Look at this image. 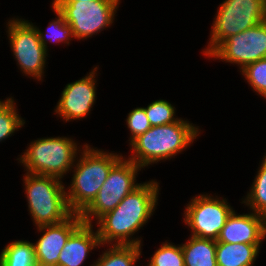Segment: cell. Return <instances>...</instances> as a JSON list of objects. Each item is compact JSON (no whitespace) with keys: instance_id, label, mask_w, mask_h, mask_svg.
Segmentation results:
<instances>
[{"instance_id":"cell-7","label":"cell","mask_w":266,"mask_h":266,"mask_svg":"<svg viewBox=\"0 0 266 266\" xmlns=\"http://www.w3.org/2000/svg\"><path fill=\"white\" fill-rule=\"evenodd\" d=\"M120 0L71 1L52 3L72 27L74 37L87 39L110 27L119 8Z\"/></svg>"},{"instance_id":"cell-17","label":"cell","mask_w":266,"mask_h":266,"mask_svg":"<svg viewBox=\"0 0 266 266\" xmlns=\"http://www.w3.org/2000/svg\"><path fill=\"white\" fill-rule=\"evenodd\" d=\"M181 247L184 266H217L216 240L190 236Z\"/></svg>"},{"instance_id":"cell-9","label":"cell","mask_w":266,"mask_h":266,"mask_svg":"<svg viewBox=\"0 0 266 266\" xmlns=\"http://www.w3.org/2000/svg\"><path fill=\"white\" fill-rule=\"evenodd\" d=\"M7 26L11 51L21 72L42 81L48 53L40 42L33 23L21 18H12Z\"/></svg>"},{"instance_id":"cell-14","label":"cell","mask_w":266,"mask_h":266,"mask_svg":"<svg viewBox=\"0 0 266 266\" xmlns=\"http://www.w3.org/2000/svg\"><path fill=\"white\" fill-rule=\"evenodd\" d=\"M235 210L227 218L218 242L261 244L266 237V217L253 211L236 214Z\"/></svg>"},{"instance_id":"cell-22","label":"cell","mask_w":266,"mask_h":266,"mask_svg":"<svg viewBox=\"0 0 266 266\" xmlns=\"http://www.w3.org/2000/svg\"><path fill=\"white\" fill-rule=\"evenodd\" d=\"M145 109L146 115L152 127L168 125L178 121L175 118V107L166 100L159 99L150 103Z\"/></svg>"},{"instance_id":"cell-8","label":"cell","mask_w":266,"mask_h":266,"mask_svg":"<svg viewBox=\"0 0 266 266\" xmlns=\"http://www.w3.org/2000/svg\"><path fill=\"white\" fill-rule=\"evenodd\" d=\"M141 169L135 162L122 157L111 168L96 198L80 214L82 221L92 224L93 218L97 220L106 212L115 209L125 196L141 184L135 181Z\"/></svg>"},{"instance_id":"cell-3","label":"cell","mask_w":266,"mask_h":266,"mask_svg":"<svg viewBox=\"0 0 266 266\" xmlns=\"http://www.w3.org/2000/svg\"><path fill=\"white\" fill-rule=\"evenodd\" d=\"M81 147L80 158L75 160L72 167V182L65 191L70 210L78 214L96 198L111 168L123 157L122 154L104 152L88 144Z\"/></svg>"},{"instance_id":"cell-19","label":"cell","mask_w":266,"mask_h":266,"mask_svg":"<svg viewBox=\"0 0 266 266\" xmlns=\"http://www.w3.org/2000/svg\"><path fill=\"white\" fill-rule=\"evenodd\" d=\"M141 250L138 245L113 244L90 266H135L140 259Z\"/></svg>"},{"instance_id":"cell-10","label":"cell","mask_w":266,"mask_h":266,"mask_svg":"<svg viewBox=\"0 0 266 266\" xmlns=\"http://www.w3.org/2000/svg\"><path fill=\"white\" fill-rule=\"evenodd\" d=\"M184 223L191 229V236L217 240L227 218L234 211L226 198L209 194L195 196L186 205Z\"/></svg>"},{"instance_id":"cell-15","label":"cell","mask_w":266,"mask_h":266,"mask_svg":"<svg viewBox=\"0 0 266 266\" xmlns=\"http://www.w3.org/2000/svg\"><path fill=\"white\" fill-rule=\"evenodd\" d=\"M92 224L82 223L69 237L61 250L57 266H81L91 250L101 247Z\"/></svg>"},{"instance_id":"cell-27","label":"cell","mask_w":266,"mask_h":266,"mask_svg":"<svg viewBox=\"0 0 266 266\" xmlns=\"http://www.w3.org/2000/svg\"><path fill=\"white\" fill-rule=\"evenodd\" d=\"M71 1H85V2H87V1H94V0H53L52 3H69Z\"/></svg>"},{"instance_id":"cell-16","label":"cell","mask_w":266,"mask_h":266,"mask_svg":"<svg viewBox=\"0 0 266 266\" xmlns=\"http://www.w3.org/2000/svg\"><path fill=\"white\" fill-rule=\"evenodd\" d=\"M261 244L225 243L216 240L217 266H253Z\"/></svg>"},{"instance_id":"cell-13","label":"cell","mask_w":266,"mask_h":266,"mask_svg":"<svg viewBox=\"0 0 266 266\" xmlns=\"http://www.w3.org/2000/svg\"><path fill=\"white\" fill-rule=\"evenodd\" d=\"M83 223L81 215L73 213L63 222L37 227L43 235L34 244L37 266H57L61 250L70 235Z\"/></svg>"},{"instance_id":"cell-5","label":"cell","mask_w":266,"mask_h":266,"mask_svg":"<svg viewBox=\"0 0 266 266\" xmlns=\"http://www.w3.org/2000/svg\"><path fill=\"white\" fill-rule=\"evenodd\" d=\"M28 146L17 159L23 164L25 171L61 180L64 174L72 170L78 152L81 151L75 140L64 136L38 138Z\"/></svg>"},{"instance_id":"cell-24","label":"cell","mask_w":266,"mask_h":266,"mask_svg":"<svg viewBox=\"0 0 266 266\" xmlns=\"http://www.w3.org/2000/svg\"><path fill=\"white\" fill-rule=\"evenodd\" d=\"M16 104L11 99L0 110V142L12 136L15 131L22 128L25 124V120L19 115L16 109Z\"/></svg>"},{"instance_id":"cell-28","label":"cell","mask_w":266,"mask_h":266,"mask_svg":"<svg viewBox=\"0 0 266 266\" xmlns=\"http://www.w3.org/2000/svg\"><path fill=\"white\" fill-rule=\"evenodd\" d=\"M13 97L6 98V100H0V110L12 99Z\"/></svg>"},{"instance_id":"cell-20","label":"cell","mask_w":266,"mask_h":266,"mask_svg":"<svg viewBox=\"0 0 266 266\" xmlns=\"http://www.w3.org/2000/svg\"><path fill=\"white\" fill-rule=\"evenodd\" d=\"M258 168L254 182L242 203L250 211L266 217V154Z\"/></svg>"},{"instance_id":"cell-6","label":"cell","mask_w":266,"mask_h":266,"mask_svg":"<svg viewBox=\"0 0 266 266\" xmlns=\"http://www.w3.org/2000/svg\"><path fill=\"white\" fill-rule=\"evenodd\" d=\"M266 20V0H224L211 26L207 48L208 56L221 42L231 35L252 28Z\"/></svg>"},{"instance_id":"cell-2","label":"cell","mask_w":266,"mask_h":266,"mask_svg":"<svg viewBox=\"0 0 266 266\" xmlns=\"http://www.w3.org/2000/svg\"><path fill=\"white\" fill-rule=\"evenodd\" d=\"M199 134L198 126L182 118L168 125L151 127L130 143L132 155L127 159L144 168L174 158L186 150Z\"/></svg>"},{"instance_id":"cell-4","label":"cell","mask_w":266,"mask_h":266,"mask_svg":"<svg viewBox=\"0 0 266 266\" xmlns=\"http://www.w3.org/2000/svg\"><path fill=\"white\" fill-rule=\"evenodd\" d=\"M24 175L28 211L36 227L63 222L73 214L61 179L29 172Z\"/></svg>"},{"instance_id":"cell-25","label":"cell","mask_w":266,"mask_h":266,"mask_svg":"<svg viewBox=\"0 0 266 266\" xmlns=\"http://www.w3.org/2000/svg\"><path fill=\"white\" fill-rule=\"evenodd\" d=\"M240 72L252 90L266 99V58L248 64Z\"/></svg>"},{"instance_id":"cell-1","label":"cell","mask_w":266,"mask_h":266,"mask_svg":"<svg viewBox=\"0 0 266 266\" xmlns=\"http://www.w3.org/2000/svg\"><path fill=\"white\" fill-rule=\"evenodd\" d=\"M159 183L155 180L141 183L125 196L117 207L96 221L101 245H138L140 238L132 237L153 215L158 204Z\"/></svg>"},{"instance_id":"cell-23","label":"cell","mask_w":266,"mask_h":266,"mask_svg":"<svg viewBox=\"0 0 266 266\" xmlns=\"http://www.w3.org/2000/svg\"><path fill=\"white\" fill-rule=\"evenodd\" d=\"M147 266H184V256L181 245H173L171 242H163Z\"/></svg>"},{"instance_id":"cell-11","label":"cell","mask_w":266,"mask_h":266,"mask_svg":"<svg viewBox=\"0 0 266 266\" xmlns=\"http://www.w3.org/2000/svg\"><path fill=\"white\" fill-rule=\"evenodd\" d=\"M207 57L238 64L240 70L250 63L265 59L266 20L252 28L229 36Z\"/></svg>"},{"instance_id":"cell-26","label":"cell","mask_w":266,"mask_h":266,"mask_svg":"<svg viewBox=\"0 0 266 266\" xmlns=\"http://www.w3.org/2000/svg\"><path fill=\"white\" fill-rule=\"evenodd\" d=\"M126 123L131 135L129 143L152 127L143 107H137L130 111Z\"/></svg>"},{"instance_id":"cell-18","label":"cell","mask_w":266,"mask_h":266,"mask_svg":"<svg viewBox=\"0 0 266 266\" xmlns=\"http://www.w3.org/2000/svg\"><path fill=\"white\" fill-rule=\"evenodd\" d=\"M0 266H37L34 244L27 240L7 244L0 254Z\"/></svg>"},{"instance_id":"cell-21","label":"cell","mask_w":266,"mask_h":266,"mask_svg":"<svg viewBox=\"0 0 266 266\" xmlns=\"http://www.w3.org/2000/svg\"><path fill=\"white\" fill-rule=\"evenodd\" d=\"M51 7L56 13L57 19L55 17L53 21H50L46 34L39 27L33 25L36 28L40 42L47 51L48 40L56 44L60 42L69 45L72 38H75L72 27L64 20L62 14L53 5ZM46 36H49L48 40L45 39Z\"/></svg>"},{"instance_id":"cell-12","label":"cell","mask_w":266,"mask_h":266,"mask_svg":"<svg viewBox=\"0 0 266 266\" xmlns=\"http://www.w3.org/2000/svg\"><path fill=\"white\" fill-rule=\"evenodd\" d=\"M98 67L80 80L68 83L61 93L54 112L65 122L86 118L96 101V79Z\"/></svg>"}]
</instances>
